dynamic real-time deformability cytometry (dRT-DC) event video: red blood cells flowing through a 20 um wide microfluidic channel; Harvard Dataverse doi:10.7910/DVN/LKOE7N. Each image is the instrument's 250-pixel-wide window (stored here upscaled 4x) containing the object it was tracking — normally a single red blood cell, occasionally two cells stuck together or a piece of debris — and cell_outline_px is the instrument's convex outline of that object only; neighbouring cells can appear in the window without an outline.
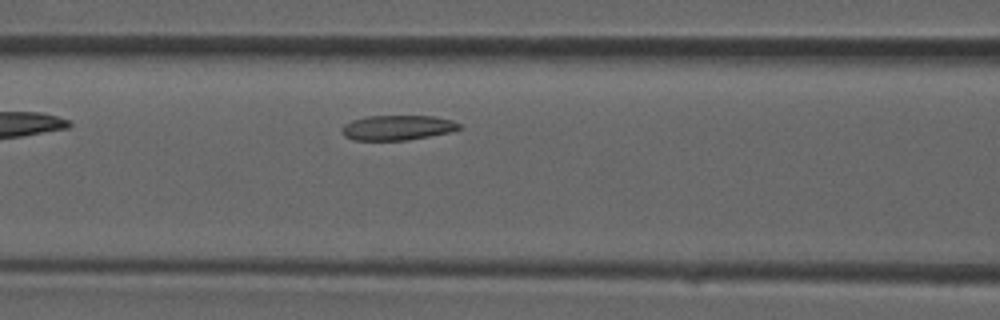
{"species": "common noctule bat (a hibernating species)", "species_latin": "Nyctalus noctula", "temperature_condition": "room temperature", "stored_images_in_passage": 26, "camera_frame_rate_fps": 3000, "um_per_image_px": 0.085, "animal": {"sex": "male", "forearm_length_mm": 52.5}, "frame": {"image": 1, "passage_image": 5, "time_ms": 1.333, "image_size_px": [1000, 320], "cell_outline_px": [[464, 128], [448, 132], [408, 140], [352, 140], [344, 136], [344, 124], [352, 120], [368, 116], [432, 116], [452, 120], [460, 124]], "centroid_in_image_um": [33.81, 10.85], "position_along_channel_um": 132.8, "area_um2": 16.88}}
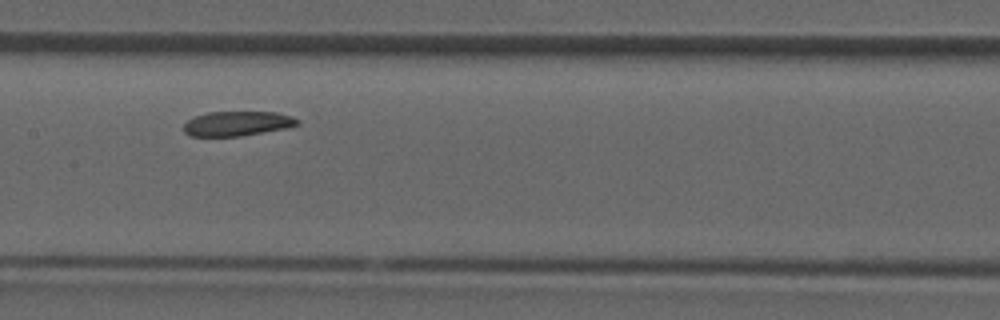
{"frame": {"image": 2, "passage_image": 8, "time_ms": 2.333, "image_size_px": [1000, 320], "cell_outline_px": [[300, 124], [284, 128], [240, 136], [188, 136], [184, 132], [184, 124], [188, 120], [196, 116], [208, 112], [276, 112], [292, 116], [300, 120]], "centroid_in_image_um": [20.16, 10.5], "position_along_channel_um": 187.2, "area_um2": 16.24}}